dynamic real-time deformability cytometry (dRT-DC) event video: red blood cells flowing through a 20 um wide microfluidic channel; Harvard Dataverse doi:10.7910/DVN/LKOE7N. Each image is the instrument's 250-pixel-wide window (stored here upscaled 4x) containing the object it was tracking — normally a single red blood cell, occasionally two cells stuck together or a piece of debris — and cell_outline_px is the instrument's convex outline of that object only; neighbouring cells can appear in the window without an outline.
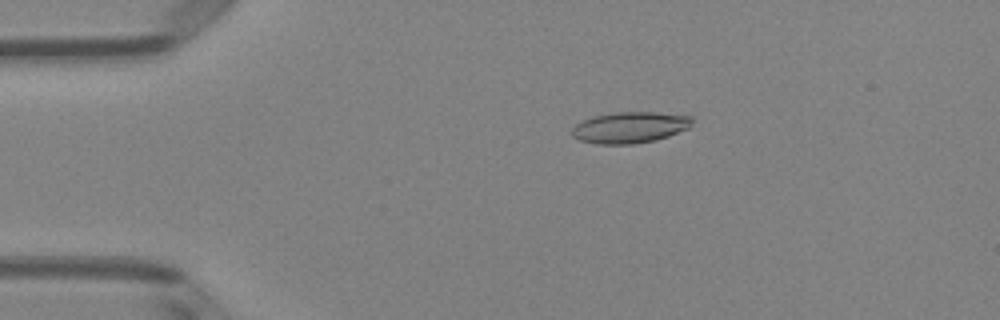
{"species": "Egyptian fruit bat (a non-hibernating species)", "species_latin": "Rousettus aegyptiacus", "temperature_condition": "room temperature", "stored_images_in_passage": 51, "camera_frame_rate_fps": 3000, "um_per_image_px": 0.085, "animal": {"sex": "female"}, "frame": {"image": 1, "passage_image": 10, "time_ms": 3.0, "image_size_px": [1000, 320], "cell_outline_px": [[692, 124], [688, 128], [668, 136], [656, 140], [632, 144], [596, 144], [580, 140], [572, 136], [572, 128], [576, 124], [592, 116], [612, 112], [656, 112], [692, 116]], "centroid_in_image_um": [53.53, 10.83], "position_along_channel_um": 31.5, "area_um2": 21.91}}
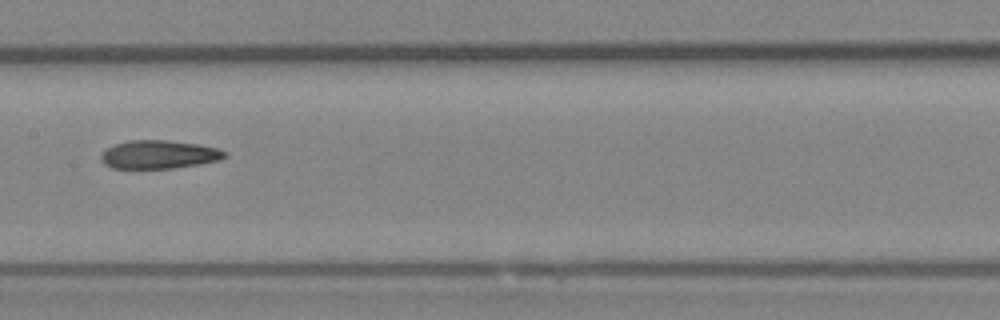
{"frame": {"image": 2, "passage_image": 26, "time_ms": 8.333, "image_size_px": [1000, 320], "cell_outline_px": [[224, 156], [220, 160], [172, 168], [112, 168], [104, 164], [100, 156], [108, 148], [116, 144], [128, 140], [168, 140], [200, 144], [216, 148], [224, 152]], "centroid_in_image_um": [13.48, 13.12], "position_along_channel_um": 193.9, "area_um2": 20.11}}
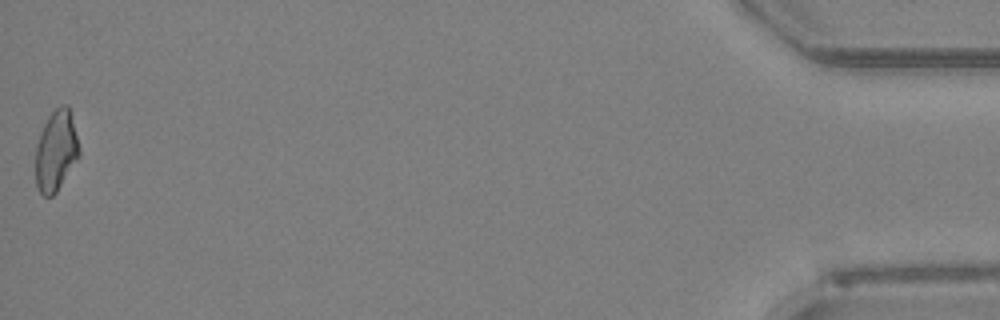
{"frame": {"image": 3, "passage_image": 51, "time_ms": 16.667, "image_size_px": [1000, 320], "cell_outline_px": [[80, 156], [56, 192], [52, 196], [44, 196], [36, 188], [36, 144], [40, 132], [48, 116], [60, 104], [68, 104], [80, 148]], "centroid_in_image_um": [4.76, 12.81], "position_along_channel_um": 430.4, "area_um2": 20.58}, "authors_computed_cell_mechanics": {"area_um2": 20.9814, "velocity_mm_per_s": 3.9899, "shape_relaxation_time_tau1_ms": 8.8691, "shape_relaxation_time_tau2_ms": 2.9061, "deformation_change_tau1": 0.2084, "deformation_change_tau2": 0.1137}}